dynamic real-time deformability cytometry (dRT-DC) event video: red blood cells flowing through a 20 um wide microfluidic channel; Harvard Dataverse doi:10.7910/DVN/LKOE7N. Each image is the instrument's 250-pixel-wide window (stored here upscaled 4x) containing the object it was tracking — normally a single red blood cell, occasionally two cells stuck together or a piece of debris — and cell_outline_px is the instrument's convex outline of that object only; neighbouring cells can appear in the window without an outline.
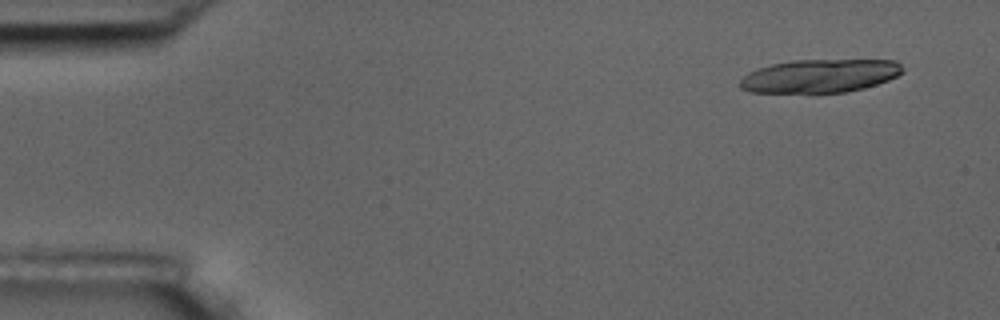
{"species": "common noctule bat (a hibernating species)", "species_latin": "Nyctalus noctula", "temperature_condition": "room temperature", "stored_images_in_passage": 4, "camera_frame_rate_fps": 3000, "um_per_image_px": 0.085, "animal": {"sex": "male", "body_mass_g": 17.5, "forearm_length_mm": 52.3}, "frame": {"image": 1, "passage_image": 1, "time_ms": 0.0, "image_size_px": [1000, 320], "cell_outline_px": [[904, 72], [888, 80], [864, 88], [844, 92], [812, 96], [748, 92], [740, 88], [740, 80], [748, 72], [772, 64], [792, 60], [896, 60], [904, 68]], "centroid_in_image_um": [69.64, 6.51], "position_along_channel_um": 15.4, "area_um2": 32.83}}